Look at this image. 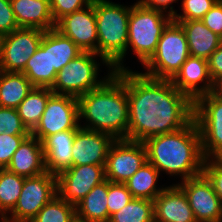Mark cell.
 Listing matches in <instances>:
<instances>
[{"instance_id": "cell-8", "label": "cell", "mask_w": 222, "mask_h": 222, "mask_svg": "<svg viewBox=\"0 0 222 222\" xmlns=\"http://www.w3.org/2000/svg\"><path fill=\"white\" fill-rule=\"evenodd\" d=\"M57 195V176L48 171L25 177L14 209L0 222H30Z\"/></svg>"}, {"instance_id": "cell-33", "label": "cell", "mask_w": 222, "mask_h": 222, "mask_svg": "<svg viewBox=\"0 0 222 222\" xmlns=\"http://www.w3.org/2000/svg\"><path fill=\"white\" fill-rule=\"evenodd\" d=\"M30 135L15 108L0 106V134Z\"/></svg>"}, {"instance_id": "cell-14", "label": "cell", "mask_w": 222, "mask_h": 222, "mask_svg": "<svg viewBox=\"0 0 222 222\" xmlns=\"http://www.w3.org/2000/svg\"><path fill=\"white\" fill-rule=\"evenodd\" d=\"M178 185L186 194L197 222H222V203L203 173Z\"/></svg>"}, {"instance_id": "cell-19", "label": "cell", "mask_w": 222, "mask_h": 222, "mask_svg": "<svg viewBox=\"0 0 222 222\" xmlns=\"http://www.w3.org/2000/svg\"><path fill=\"white\" fill-rule=\"evenodd\" d=\"M77 130H65L48 136L43 142L45 169L58 176L72 166V147Z\"/></svg>"}, {"instance_id": "cell-41", "label": "cell", "mask_w": 222, "mask_h": 222, "mask_svg": "<svg viewBox=\"0 0 222 222\" xmlns=\"http://www.w3.org/2000/svg\"><path fill=\"white\" fill-rule=\"evenodd\" d=\"M177 1L178 0H140L139 2L147 8L161 10L165 13H167L168 9L167 14L173 16L175 13H177V11H175L170 5ZM168 7L170 8V10Z\"/></svg>"}, {"instance_id": "cell-10", "label": "cell", "mask_w": 222, "mask_h": 222, "mask_svg": "<svg viewBox=\"0 0 222 222\" xmlns=\"http://www.w3.org/2000/svg\"><path fill=\"white\" fill-rule=\"evenodd\" d=\"M37 28H19L0 37V71L21 73L44 35Z\"/></svg>"}, {"instance_id": "cell-30", "label": "cell", "mask_w": 222, "mask_h": 222, "mask_svg": "<svg viewBox=\"0 0 222 222\" xmlns=\"http://www.w3.org/2000/svg\"><path fill=\"white\" fill-rule=\"evenodd\" d=\"M108 222H154V202L132 198L126 206L112 214Z\"/></svg>"}, {"instance_id": "cell-35", "label": "cell", "mask_w": 222, "mask_h": 222, "mask_svg": "<svg viewBox=\"0 0 222 222\" xmlns=\"http://www.w3.org/2000/svg\"><path fill=\"white\" fill-rule=\"evenodd\" d=\"M28 136L0 134V169H5L9 165L13 154Z\"/></svg>"}, {"instance_id": "cell-18", "label": "cell", "mask_w": 222, "mask_h": 222, "mask_svg": "<svg viewBox=\"0 0 222 222\" xmlns=\"http://www.w3.org/2000/svg\"><path fill=\"white\" fill-rule=\"evenodd\" d=\"M153 202L154 222H197L188 198L178 184L164 187Z\"/></svg>"}, {"instance_id": "cell-43", "label": "cell", "mask_w": 222, "mask_h": 222, "mask_svg": "<svg viewBox=\"0 0 222 222\" xmlns=\"http://www.w3.org/2000/svg\"><path fill=\"white\" fill-rule=\"evenodd\" d=\"M73 222H82V221L75 219Z\"/></svg>"}, {"instance_id": "cell-40", "label": "cell", "mask_w": 222, "mask_h": 222, "mask_svg": "<svg viewBox=\"0 0 222 222\" xmlns=\"http://www.w3.org/2000/svg\"><path fill=\"white\" fill-rule=\"evenodd\" d=\"M208 66L213 82L222 78V44L210 55Z\"/></svg>"}, {"instance_id": "cell-2", "label": "cell", "mask_w": 222, "mask_h": 222, "mask_svg": "<svg viewBox=\"0 0 222 222\" xmlns=\"http://www.w3.org/2000/svg\"><path fill=\"white\" fill-rule=\"evenodd\" d=\"M78 100L79 121L88 124L83 128L104 132L115 139H128L129 103L124 84V70L114 72L101 86Z\"/></svg>"}, {"instance_id": "cell-9", "label": "cell", "mask_w": 222, "mask_h": 222, "mask_svg": "<svg viewBox=\"0 0 222 222\" xmlns=\"http://www.w3.org/2000/svg\"><path fill=\"white\" fill-rule=\"evenodd\" d=\"M194 120L205 159L222 158V99L212 92L200 96L194 102Z\"/></svg>"}, {"instance_id": "cell-6", "label": "cell", "mask_w": 222, "mask_h": 222, "mask_svg": "<svg viewBox=\"0 0 222 222\" xmlns=\"http://www.w3.org/2000/svg\"><path fill=\"white\" fill-rule=\"evenodd\" d=\"M190 56L186 34L182 26L171 21L160 36L157 49L143 65L145 76L171 80Z\"/></svg>"}, {"instance_id": "cell-7", "label": "cell", "mask_w": 222, "mask_h": 222, "mask_svg": "<svg viewBox=\"0 0 222 222\" xmlns=\"http://www.w3.org/2000/svg\"><path fill=\"white\" fill-rule=\"evenodd\" d=\"M94 52H82L66 64L56 76L50 88L54 94L69 95L75 98L101 86L115 71L110 70L104 79L98 80L99 64Z\"/></svg>"}, {"instance_id": "cell-4", "label": "cell", "mask_w": 222, "mask_h": 222, "mask_svg": "<svg viewBox=\"0 0 222 222\" xmlns=\"http://www.w3.org/2000/svg\"><path fill=\"white\" fill-rule=\"evenodd\" d=\"M132 6L110 0H94L98 34L97 55L115 72L127 70L123 65L128 43V21Z\"/></svg>"}, {"instance_id": "cell-15", "label": "cell", "mask_w": 222, "mask_h": 222, "mask_svg": "<svg viewBox=\"0 0 222 222\" xmlns=\"http://www.w3.org/2000/svg\"><path fill=\"white\" fill-rule=\"evenodd\" d=\"M55 29L72 39L83 52L97 54L98 34L94 0L90 5L60 18Z\"/></svg>"}, {"instance_id": "cell-3", "label": "cell", "mask_w": 222, "mask_h": 222, "mask_svg": "<svg viewBox=\"0 0 222 222\" xmlns=\"http://www.w3.org/2000/svg\"><path fill=\"white\" fill-rule=\"evenodd\" d=\"M147 161L158 171L180 175L182 181L202 174L205 157L198 126L193 119L184 128L147 138Z\"/></svg>"}, {"instance_id": "cell-25", "label": "cell", "mask_w": 222, "mask_h": 222, "mask_svg": "<svg viewBox=\"0 0 222 222\" xmlns=\"http://www.w3.org/2000/svg\"><path fill=\"white\" fill-rule=\"evenodd\" d=\"M33 87L24 73L0 71V106L16 109Z\"/></svg>"}, {"instance_id": "cell-39", "label": "cell", "mask_w": 222, "mask_h": 222, "mask_svg": "<svg viewBox=\"0 0 222 222\" xmlns=\"http://www.w3.org/2000/svg\"><path fill=\"white\" fill-rule=\"evenodd\" d=\"M201 21L212 32L222 38V0H218L214 6L203 16Z\"/></svg>"}, {"instance_id": "cell-31", "label": "cell", "mask_w": 222, "mask_h": 222, "mask_svg": "<svg viewBox=\"0 0 222 222\" xmlns=\"http://www.w3.org/2000/svg\"><path fill=\"white\" fill-rule=\"evenodd\" d=\"M75 219V205L56 195L30 222H73Z\"/></svg>"}, {"instance_id": "cell-1", "label": "cell", "mask_w": 222, "mask_h": 222, "mask_svg": "<svg viewBox=\"0 0 222 222\" xmlns=\"http://www.w3.org/2000/svg\"><path fill=\"white\" fill-rule=\"evenodd\" d=\"M129 103L128 140L178 131L194 119V102L170 80L124 70Z\"/></svg>"}, {"instance_id": "cell-34", "label": "cell", "mask_w": 222, "mask_h": 222, "mask_svg": "<svg viewBox=\"0 0 222 222\" xmlns=\"http://www.w3.org/2000/svg\"><path fill=\"white\" fill-rule=\"evenodd\" d=\"M107 207L109 217L118 212L133 198L125 184L112 183L108 180Z\"/></svg>"}, {"instance_id": "cell-38", "label": "cell", "mask_w": 222, "mask_h": 222, "mask_svg": "<svg viewBox=\"0 0 222 222\" xmlns=\"http://www.w3.org/2000/svg\"><path fill=\"white\" fill-rule=\"evenodd\" d=\"M19 29L10 1L0 0V37Z\"/></svg>"}, {"instance_id": "cell-11", "label": "cell", "mask_w": 222, "mask_h": 222, "mask_svg": "<svg viewBox=\"0 0 222 222\" xmlns=\"http://www.w3.org/2000/svg\"><path fill=\"white\" fill-rule=\"evenodd\" d=\"M80 127L77 98L53 94L31 135L43 142L48 136L65 130H78Z\"/></svg>"}, {"instance_id": "cell-13", "label": "cell", "mask_w": 222, "mask_h": 222, "mask_svg": "<svg viewBox=\"0 0 222 222\" xmlns=\"http://www.w3.org/2000/svg\"><path fill=\"white\" fill-rule=\"evenodd\" d=\"M105 180V165L71 166L57 176V195L76 205Z\"/></svg>"}, {"instance_id": "cell-27", "label": "cell", "mask_w": 222, "mask_h": 222, "mask_svg": "<svg viewBox=\"0 0 222 222\" xmlns=\"http://www.w3.org/2000/svg\"><path fill=\"white\" fill-rule=\"evenodd\" d=\"M159 174V171L147 161L125 185L133 198L154 200L164 189L157 188Z\"/></svg>"}, {"instance_id": "cell-20", "label": "cell", "mask_w": 222, "mask_h": 222, "mask_svg": "<svg viewBox=\"0 0 222 222\" xmlns=\"http://www.w3.org/2000/svg\"><path fill=\"white\" fill-rule=\"evenodd\" d=\"M6 169L23 177L46 172L42 142L30 134L19 145Z\"/></svg>"}, {"instance_id": "cell-32", "label": "cell", "mask_w": 222, "mask_h": 222, "mask_svg": "<svg viewBox=\"0 0 222 222\" xmlns=\"http://www.w3.org/2000/svg\"><path fill=\"white\" fill-rule=\"evenodd\" d=\"M218 0H182V14L175 13L173 21L201 20Z\"/></svg>"}, {"instance_id": "cell-16", "label": "cell", "mask_w": 222, "mask_h": 222, "mask_svg": "<svg viewBox=\"0 0 222 222\" xmlns=\"http://www.w3.org/2000/svg\"><path fill=\"white\" fill-rule=\"evenodd\" d=\"M116 139L104 132L80 127L72 147V166L105 165L109 149Z\"/></svg>"}, {"instance_id": "cell-17", "label": "cell", "mask_w": 222, "mask_h": 222, "mask_svg": "<svg viewBox=\"0 0 222 222\" xmlns=\"http://www.w3.org/2000/svg\"><path fill=\"white\" fill-rule=\"evenodd\" d=\"M170 81L193 102L200 96L212 92L214 85L209 72L208 60L193 56L187 58ZM200 83L203 85H199Z\"/></svg>"}, {"instance_id": "cell-26", "label": "cell", "mask_w": 222, "mask_h": 222, "mask_svg": "<svg viewBox=\"0 0 222 222\" xmlns=\"http://www.w3.org/2000/svg\"><path fill=\"white\" fill-rule=\"evenodd\" d=\"M54 93L48 87H33L16 108L22 123L31 133L38 125L46 108L48 99Z\"/></svg>"}, {"instance_id": "cell-37", "label": "cell", "mask_w": 222, "mask_h": 222, "mask_svg": "<svg viewBox=\"0 0 222 222\" xmlns=\"http://www.w3.org/2000/svg\"><path fill=\"white\" fill-rule=\"evenodd\" d=\"M93 0H50V9L54 22L63 16L90 5Z\"/></svg>"}, {"instance_id": "cell-5", "label": "cell", "mask_w": 222, "mask_h": 222, "mask_svg": "<svg viewBox=\"0 0 222 222\" xmlns=\"http://www.w3.org/2000/svg\"><path fill=\"white\" fill-rule=\"evenodd\" d=\"M143 6L139 1L131 7L128 21V43L142 65L155 53L160 36L173 20L171 15Z\"/></svg>"}, {"instance_id": "cell-12", "label": "cell", "mask_w": 222, "mask_h": 222, "mask_svg": "<svg viewBox=\"0 0 222 222\" xmlns=\"http://www.w3.org/2000/svg\"><path fill=\"white\" fill-rule=\"evenodd\" d=\"M146 162L147 151L143 142L116 139L106 159V179L125 184Z\"/></svg>"}, {"instance_id": "cell-29", "label": "cell", "mask_w": 222, "mask_h": 222, "mask_svg": "<svg viewBox=\"0 0 222 222\" xmlns=\"http://www.w3.org/2000/svg\"><path fill=\"white\" fill-rule=\"evenodd\" d=\"M25 177L5 169H0V220L16 206Z\"/></svg>"}, {"instance_id": "cell-23", "label": "cell", "mask_w": 222, "mask_h": 222, "mask_svg": "<svg viewBox=\"0 0 222 222\" xmlns=\"http://www.w3.org/2000/svg\"><path fill=\"white\" fill-rule=\"evenodd\" d=\"M21 73L25 74L34 87L51 88L55 83L57 72L51 70L49 60V30L44 32L40 46Z\"/></svg>"}, {"instance_id": "cell-21", "label": "cell", "mask_w": 222, "mask_h": 222, "mask_svg": "<svg viewBox=\"0 0 222 222\" xmlns=\"http://www.w3.org/2000/svg\"><path fill=\"white\" fill-rule=\"evenodd\" d=\"M12 10L19 28L48 31L55 28L50 0H12Z\"/></svg>"}, {"instance_id": "cell-36", "label": "cell", "mask_w": 222, "mask_h": 222, "mask_svg": "<svg viewBox=\"0 0 222 222\" xmlns=\"http://www.w3.org/2000/svg\"><path fill=\"white\" fill-rule=\"evenodd\" d=\"M202 173L211 182L222 203V158L205 159Z\"/></svg>"}, {"instance_id": "cell-28", "label": "cell", "mask_w": 222, "mask_h": 222, "mask_svg": "<svg viewBox=\"0 0 222 222\" xmlns=\"http://www.w3.org/2000/svg\"><path fill=\"white\" fill-rule=\"evenodd\" d=\"M83 51L75 42L58 30H49V60L51 70L57 73Z\"/></svg>"}, {"instance_id": "cell-22", "label": "cell", "mask_w": 222, "mask_h": 222, "mask_svg": "<svg viewBox=\"0 0 222 222\" xmlns=\"http://www.w3.org/2000/svg\"><path fill=\"white\" fill-rule=\"evenodd\" d=\"M175 22L182 26L186 34L190 56L208 60L222 44V38L212 32L201 20Z\"/></svg>"}, {"instance_id": "cell-42", "label": "cell", "mask_w": 222, "mask_h": 222, "mask_svg": "<svg viewBox=\"0 0 222 222\" xmlns=\"http://www.w3.org/2000/svg\"><path fill=\"white\" fill-rule=\"evenodd\" d=\"M212 93L222 99V78L214 82Z\"/></svg>"}, {"instance_id": "cell-24", "label": "cell", "mask_w": 222, "mask_h": 222, "mask_svg": "<svg viewBox=\"0 0 222 222\" xmlns=\"http://www.w3.org/2000/svg\"><path fill=\"white\" fill-rule=\"evenodd\" d=\"M108 180L96 185L75 205L76 219L82 222H108Z\"/></svg>"}]
</instances>
